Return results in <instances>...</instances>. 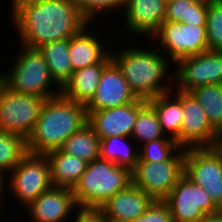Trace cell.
Returning <instances> with one entry per match:
<instances>
[{"label":"cell","mask_w":222,"mask_h":222,"mask_svg":"<svg viewBox=\"0 0 222 222\" xmlns=\"http://www.w3.org/2000/svg\"><path fill=\"white\" fill-rule=\"evenodd\" d=\"M157 113L162 132L176 140L180 146L182 122L181 90L173 87L172 91L161 94L147 101Z\"/></svg>","instance_id":"obj_20"},{"label":"cell","mask_w":222,"mask_h":222,"mask_svg":"<svg viewBox=\"0 0 222 222\" xmlns=\"http://www.w3.org/2000/svg\"><path fill=\"white\" fill-rule=\"evenodd\" d=\"M184 173L185 149L180 147L166 161H138L132 171V183L154 200L163 201Z\"/></svg>","instance_id":"obj_7"},{"label":"cell","mask_w":222,"mask_h":222,"mask_svg":"<svg viewBox=\"0 0 222 222\" xmlns=\"http://www.w3.org/2000/svg\"><path fill=\"white\" fill-rule=\"evenodd\" d=\"M10 23L21 45L39 48L70 39L90 22L72 0H9Z\"/></svg>","instance_id":"obj_1"},{"label":"cell","mask_w":222,"mask_h":222,"mask_svg":"<svg viewBox=\"0 0 222 222\" xmlns=\"http://www.w3.org/2000/svg\"><path fill=\"white\" fill-rule=\"evenodd\" d=\"M91 26L92 24H87L69 39L70 61L73 71L96 63H110L112 61L110 46L105 45V42L100 40V36L92 33L91 30L89 31L88 27Z\"/></svg>","instance_id":"obj_19"},{"label":"cell","mask_w":222,"mask_h":222,"mask_svg":"<svg viewBox=\"0 0 222 222\" xmlns=\"http://www.w3.org/2000/svg\"><path fill=\"white\" fill-rule=\"evenodd\" d=\"M45 156L49 161L51 182L54 187L73 189L88 165L86 161L65 153L61 149L47 152Z\"/></svg>","instance_id":"obj_22"},{"label":"cell","mask_w":222,"mask_h":222,"mask_svg":"<svg viewBox=\"0 0 222 222\" xmlns=\"http://www.w3.org/2000/svg\"><path fill=\"white\" fill-rule=\"evenodd\" d=\"M74 213L76 215H74ZM74 213L72 216L74 218L73 222H109L100 208H86L78 206Z\"/></svg>","instance_id":"obj_34"},{"label":"cell","mask_w":222,"mask_h":222,"mask_svg":"<svg viewBox=\"0 0 222 222\" xmlns=\"http://www.w3.org/2000/svg\"><path fill=\"white\" fill-rule=\"evenodd\" d=\"M148 102L138 99L130 104L98 111H87V123L100 139L112 136L131 137L139 111Z\"/></svg>","instance_id":"obj_14"},{"label":"cell","mask_w":222,"mask_h":222,"mask_svg":"<svg viewBox=\"0 0 222 222\" xmlns=\"http://www.w3.org/2000/svg\"><path fill=\"white\" fill-rule=\"evenodd\" d=\"M5 179H7L6 178V175L3 173V172H0V205L1 204H3V205H5L4 204V202H3V200L5 201V194H3L5 191H4V189L6 190L7 188H5V186H6V180ZM5 185V186H4ZM3 202V203H2ZM3 207L4 206H0V208L3 210ZM0 209V210H1ZM0 213H2L1 211H0Z\"/></svg>","instance_id":"obj_36"},{"label":"cell","mask_w":222,"mask_h":222,"mask_svg":"<svg viewBox=\"0 0 222 222\" xmlns=\"http://www.w3.org/2000/svg\"><path fill=\"white\" fill-rule=\"evenodd\" d=\"M163 201L170 209L173 222H200L207 215L220 212L204 188L185 174Z\"/></svg>","instance_id":"obj_11"},{"label":"cell","mask_w":222,"mask_h":222,"mask_svg":"<svg viewBox=\"0 0 222 222\" xmlns=\"http://www.w3.org/2000/svg\"><path fill=\"white\" fill-rule=\"evenodd\" d=\"M149 40L158 42L157 49L164 52L163 54L173 63L171 65L182 58L208 50L206 26L164 21Z\"/></svg>","instance_id":"obj_10"},{"label":"cell","mask_w":222,"mask_h":222,"mask_svg":"<svg viewBox=\"0 0 222 222\" xmlns=\"http://www.w3.org/2000/svg\"><path fill=\"white\" fill-rule=\"evenodd\" d=\"M27 153L23 136L0 130V172L7 175Z\"/></svg>","instance_id":"obj_27"},{"label":"cell","mask_w":222,"mask_h":222,"mask_svg":"<svg viewBox=\"0 0 222 222\" xmlns=\"http://www.w3.org/2000/svg\"><path fill=\"white\" fill-rule=\"evenodd\" d=\"M18 57L0 80L12 91L45 99L61 94V87L51 77L48 65L38 48L21 45ZM10 69V70H9ZM56 87V88H55Z\"/></svg>","instance_id":"obj_5"},{"label":"cell","mask_w":222,"mask_h":222,"mask_svg":"<svg viewBox=\"0 0 222 222\" xmlns=\"http://www.w3.org/2000/svg\"><path fill=\"white\" fill-rule=\"evenodd\" d=\"M88 121L86 106L62 94L45 100L33 131L26 139L27 152L45 155L63 143Z\"/></svg>","instance_id":"obj_3"},{"label":"cell","mask_w":222,"mask_h":222,"mask_svg":"<svg viewBox=\"0 0 222 222\" xmlns=\"http://www.w3.org/2000/svg\"><path fill=\"white\" fill-rule=\"evenodd\" d=\"M219 146L222 148V135L220 136V143Z\"/></svg>","instance_id":"obj_38"},{"label":"cell","mask_w":222,"mask_h":222,"mask_svg":"<svg viewBox=\"0 0 222 222\" xmlns=\"http://www.w3.org/2000/svg\"><path fill=\"white\" fill-rule=\"evenodd\" d=\"M6 176V191L13 193V199L17 198L16 201H20L22 207L25 205V209L53 187L49 161L42 154L27 153Z\"/></svg>","instance_id":"obj_6"},{"label":"cell","mask_w":222,"mask_h":222,"mask_svg":"<svg viewBox=\"0 0 222 222\" xmlns=\"http://www.w3.org/2000/svg\"><path fill=\"white\" fill-rule=\"evenodd\" d=\"M132 183V172L111 161L97 158L88 163L72 189L79 207L101 208L114 194Z\"/></svg>","instance_id":"obj_4"},{"label":"cell","mask_w":222,"mask_h":222,"mask_svg":"<svg viewBox=\"0 0 222 222\" xmlns=\"http://www.w3.org/2000/svg\"><path fill=\"white\" fill-rule=\"evenodd\" d=\"M138 98L133 94L121 69L112 60L100 77L95 95L86 105L87 111H98L130 104Z\"/></svg>","instance_id":"obj_15"},{"label":"cell","mask_w":222,"mask_h":222,"mask_svg":"<svg viewBox=\"0 0 222 222\" xmlns=\"http://www.w3.org/2000/svg\"><path fill=\"white\" fill-rule=\"evenodd\" d=\"M207 0H197L189 7L188 25L206 26Z\"/></svg>","instance_id":"obj_35"},{"label":"cell","mask_w":222,"mask_h":222,"mask_svg":"<svg viewBox=\"0 0 222 222\" xmlns=\"http://www.w3.org/2000/svg\"><path fill=\"white\" fill-rule=\"evenodd\" d=\"M185 175L209 194L222 211V148L195 147L185 149Z\"/></svg>","instance_id":"obj_9"},{"label":"cell","mask_w":222,"mask_h":222,"mask_svg":"<svg viewBox=\"0 0 222 222\" xmlns=\"http://www.w3.org/2000/svg\"><path fill=\"white\" fill-rule=\"evenodd\" d=\"M45 98L12 91L0 80V130L25 139L40 116Z\"/></svg>","instance_id":"obj_8"},{"label":"cell","mask_w":222,"mask_h":222,"mask_svg":"<svg viewBox=\"0 0 222 222\" xmlns=\"http://www.w3.org/2000/svg\"><path fill=\"white\" fill-rule=\"evenodd\" d=\"M77 207L71 188L53 186L40 194L24 211H27L31 222H66Z\"/></svg>","instance_id":"obj_17"},{"label":"cell","mask_w":222,"mask_h":222,"mask_svg":"<svg viewBox=\"0 0 222 222\" xmlns=\"http://www.w3.org/2000/svg\"><path fill=\"white\" fill-rule=\"evenodd\" d=\"M131 138L139 141V146L152 140L160 138H170L162 132L157 113L154 108L147 103L138 113Z\"/></svg>","instance_id":"obj_28"},{"label":"cell","mask_w":222,"mask_h":222,"mask_svg":"<svg viewBox=\"0 0 222 222\" xmlns=\"http://www.w3.org/2000/svg\"><path fill=\"white\" fill-rule=\"evenodd\" d=\"M133 141L131 137L124 136L100 139V158L111 161L119 167H125L132 172L139 160V148H134L136 142Z\"/></svg>","instance_id":"obj_24"},{"label":"cell","mask_w":222,"mask_h":222,"mask_svg":"<svg viewBox=\"0 0 222 222\" xmlns=\"http://www.w3.org/2000/svg\"><path fill=\"white\" fill-rule=\"evenodd\" d=\"M190 93L203 107L210 125L222 135V84L200 86Z\"/></svg>","instance_id":"obj_26"},{"label":"cell","mask_w":222,"mask_h":222,"mask_svg":"<svg viewBox=\"0 0 222 222\" xmlns=\"http://www.w3.org/2000/svg\"><path fill=\"white\" fill-rule=\"evenodd\" d=\"M143 48L127 46L118 49L119 52L112 50L111 56L133 94L138 99L148 101L173 89L174 70L171 71L172 62L157 47Z\"/></svg>","instance_id":"obj_2"},{"label":"cell","mask_w":222,"mask_h":222,"mask_svg":"<svg viewBox=\"0 0 222 222\" xmlns=\"http://www.w3.org/2000/svg\"><path fill=\"white\" fill-rule=\"evenodd\" d=\"M208 50L222 51V0H207Z\"/></svg>","instance_id":"obj_29"},{"label":"cell","mask_w":222,"mask_h":222,"mask_svg":"<svg viewBox=\"0 0 222 222\" xmlns=\"http://www.w3.org/2000/svg\"><path fill=\"white\" fill-rule=\"evenodd\" d=\"M165 14V0H125L122 18H125L124 26L131 37L133 34L142 38L147 36L148 40L160 29Z\"/></svg>","instance_id":"obj_16"},{"label":"cell","mask_w":222,"mask_h":222,"mask_svg":"<svg viewBox=\"0 0 222 222\" xmlns=\"http://www.w3.org/2000/svg\"><path fill=\"white\" fill-rule=\"evenodd\" d=\"M182 122L180 147H212L220 143V134L210 125L203 107L190 92L181 91Z\"/></svg>","instance_id":"obj_13"},{"label":"cell","mask_w":222,"mask_h":222,"mask_svg":"<svg viewBox=\"0 0 222 222\" xmlns=\"http://www.w3.org/2000/svg\"><path fill=\"white\" fill-rule=\"evenodd\" d=\"M38 49L45 58L51 77L62 88L74 72L70 61L69 39L46 43Z\"/></svg>","instance_id":"obj_23"},{"label":"cell","mask_w":222,"mask_h":222,"mask_svg":"<svg viewBox=\"0 0 222 222\" xmlns=\"http://www.w3.org/2000/svg\"><path fill=\"white\" fill-rule=\"evenodd\" d=\"M173 66L174 87L181 91L190 92L200 86L222 84V51L207 50L182 58Z\"/></svg>","instance_id":"obj_12"},{"label":"cell","mask_w":222,"mask_h":222,"mask_svg":"<svg viewBox=\"0 0 222 222\" xmlns=\"http://www.w3.org/2000/svg\"><path fill=\"white\" fill-rule=\"evenodd\" d=\"M200 222H222V211L215 214H209L204 217Z\"/></svg>","instance_id":"obj_37"},{"label":"cell","mask_w":222,"mask_h":222,"mask_svg":"<svg viewBox=\"0 0 222 222\" xmlns=\"http://www.w3.org/2000/svg\"><path fill=\"white\" fill-rule=\"evenodd\" d=\"M83 16L90 22L96 21L95 18L106 11L110 13L119 9L123 13L125 0H72ZM121 8V9H120ZM112 9V10H111ZM110 11V12H109ZM103 12V13H102Z\"/></svg>","instance_id":"obj_31"},{"label":"cell","mask_w":222,"mask_h":222,"mask_svg":"<svg viewBox=\"0 0 222 222\" xmlns=\"http://www.w3.org/2000/svg\"><path fill=\"white\" fill-rule=\"evenodd\" d=\"M63 152L74 155L87 163L100 157V138L87 123L72 134L60 148Z\"/></svg>","instance_id":"obj_25"},{"label":"cell","mask_w":222,"mask_h":222,"mask_svg":"<svg viewBox=\"0 0 222 222\" xmlns=\"http://www.w3.org/2000/svg\"><path fill=\"white\" fill-rule=\"evenodd\" d=\"M108 64L96 63L74 71L61 88V94L69 100L86 106L95 95L103 69Z\"/></svg>","instance_id":"obj_21"},{"label":"cell","mask_w":222,"mask_h":222,"mask_svg":"<svg viewBox=\"0 0 222 222\" xmlns=\"http://www.w3.org/2000/svg\"><path fill=\"white\" fill-rule=\"evenodd\" d=\"M154 201L150 195L131 183L114 194L100 209L109 222H130L142 216Z\"/></svg>","instance_id":"obj_18"},{"label":"cell","mask_w":222,"mask_h":222,"mask_svg":"<svg viewBox=\"0 0 222 222\" xmlns=\"http://www.w3.org/2000/svg\"><path fill=\"white\" fill-rule=\"evenodd\" d=\"M197 0H171L166 2L165 21L188 24L189 7Z\"/></svg>","instance_id":"obj_32"},{"label":"cell","mask_w":222,"mask_h":222,"mask_svg":"<svg viewBox=\"0 0 222 222\" xmlns=\"http://www.w3.org/2000/svg\"><path fill=\"white\" fill-rule=\"evenodd\" d=\"M142 147L139 148L138 161L148 162L166 161L180 148L176 140L172 138L152 140L143 144Z\"/></svg>","instance_id":"obj_30"},{"label":"cell","mask_w":222,"mask_h":222,"mask_svg":"<svg viewBox=\"0 0 222 222\" xmlns=\"http://www.w3.org/2000/svg\"><path fill=\"white\" fill-rule=\"evenodd\" d=\"M130 222H173V219L167 204L155 200L142 216Z\"/></svg>","instance_id":"obj_33"}]
</instances>
